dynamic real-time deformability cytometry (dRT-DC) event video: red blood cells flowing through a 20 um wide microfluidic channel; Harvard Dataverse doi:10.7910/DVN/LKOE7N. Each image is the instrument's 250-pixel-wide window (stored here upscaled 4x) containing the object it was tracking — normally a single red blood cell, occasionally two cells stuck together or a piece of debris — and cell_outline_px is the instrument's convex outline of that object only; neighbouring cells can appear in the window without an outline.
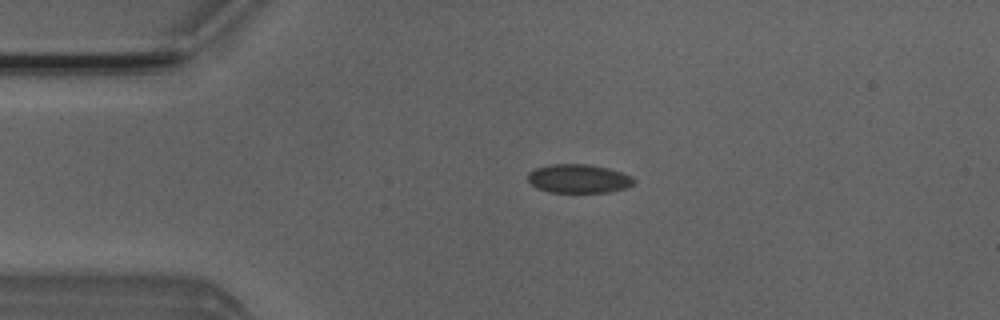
{"species": "Egyptian fruit bat (a non-hibernating species)", "species_latin": "Rousettus aegyptiacus", "temperature_condition": "room temperature", "stored_images_in_passage": 23, "camera_frame_rate_fps": 3000, "um_per_image_px": 0.085, "animal": {"sex": "male"}, "frame": {"image": 1, "passage_image": 1, "time_ms": 0.0, "image_size_px": [1000, 320], "cell_outline_px": [[636, 180], [628, 188], [608, 192], [548, 192], [536, 188], [528, 180], [528, 172], [536, 168], [552, 164], [588, 164], [608, 168], [632, 176]], "centroid_in_image_um": [49.19, 15.19], "position_along_channel_um": 35.8, "area_um2": 17.8}}
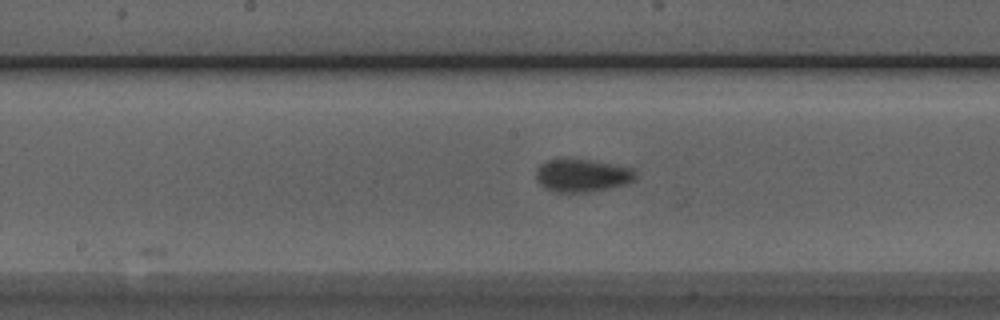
{"frame": {"image": 2, "passage_image": 16, "time_ms": 5.0, "image_size_px": [1000, 320], "cell_outline_px": [[636, 180], [628, 184], [588, 192], [556, 192], [544, 188], [536, 180], [536, 168], [540, 164], [548, 160], [588, 160], [612, 164], [632, 168], [636, 172]], "centroid_in_image_um": [49.49, 14.93], "position_along_channel_um": 198.7, "area_um2": 18.96}}
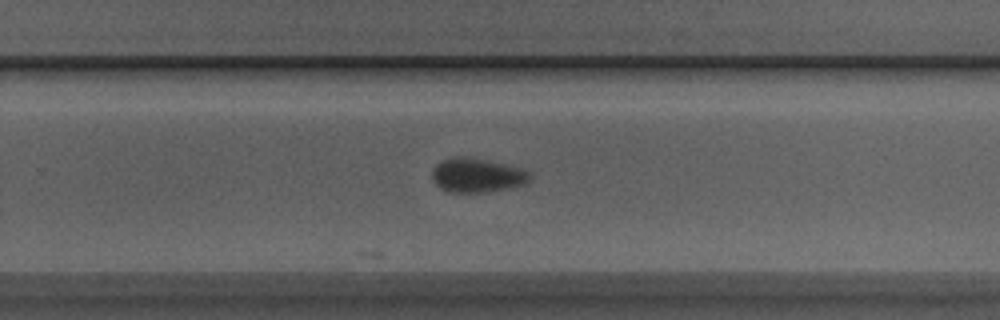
{"frame": {"image": 3, "passage_image": 23, "time_ms": 7.333, "image_size_px": [1000, 320], "cell_outline_px": [[532, 176], [524, 184], [504, 188], [480, 192], [448, 192], [440, 188], [432, 180], [432, 172], [436, 164], [444, 160], [456, 156], [488, 160], [524, 168]], "centroid_in_image_um": [40.53, 14.89], "position_along_channel_um": 289.3, "area_um2": 19.19}}